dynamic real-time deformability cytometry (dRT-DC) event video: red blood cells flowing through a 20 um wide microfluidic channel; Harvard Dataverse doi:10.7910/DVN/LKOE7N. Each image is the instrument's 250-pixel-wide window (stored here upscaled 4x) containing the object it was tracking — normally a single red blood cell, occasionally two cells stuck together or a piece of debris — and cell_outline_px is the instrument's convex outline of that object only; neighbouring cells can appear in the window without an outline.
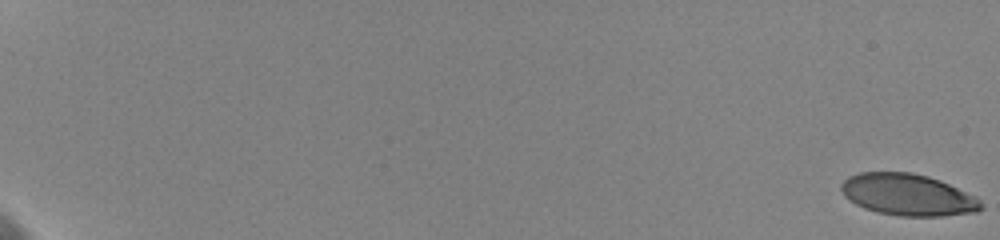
{"species": "human", "species_latin": "Homo sapiens", "temperature_condition": "cold", "stored_images_in_passage": 12, "camera_frame_rate_fps": 3000, "um_per_image_px": 0.085, "donor": {"sex": "female"}, "frame": {"image": 1, "passage_image": 1, "time_ms": 0.0, "image_size_px": [1000, 240], "cell_outline_px": [[984, 208], [976, 212], [944, 216], [900, 216], [876, 212], [864, 208], [848, 200], [844, 196], [840, 188], [840, 184], [848, 176], [860, 172], [912, 172], [928, 176], [940, 180], [976, 196], [980, 200]], "centroid_in_image_um": [77.16, 16.55], "position_along_channel_um": 7.8, "area_um2": 34.28}}
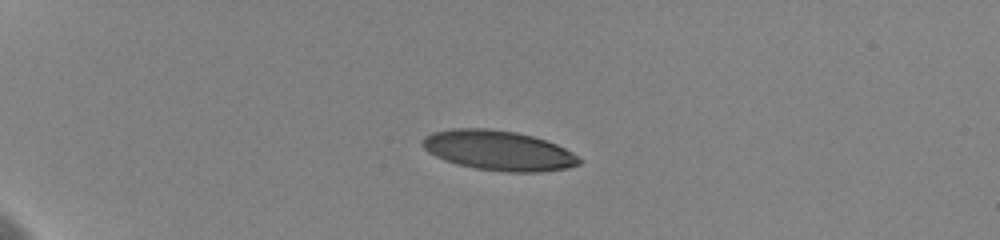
{"frame": {"image": 2, "passage_image": 8, "time_ms": 5.667, "image_size_px": [1000, 240], "cell_outline_px": [[580, 164], [568, 168], [540, 172], [508, 172], [476, 168], [456, 164], [444, 160], [428, 152], [420, 144], [420, 140], [424, 136], [432, 132], [452, 128], [488, 128], [516, 132], [532, 136], [556, 144], [572, 152], [580, 160]], "centroid_in_image_um": [42.32, 12.78], "position_along_channel_um": 42.7, "area_um2": 36.47}}